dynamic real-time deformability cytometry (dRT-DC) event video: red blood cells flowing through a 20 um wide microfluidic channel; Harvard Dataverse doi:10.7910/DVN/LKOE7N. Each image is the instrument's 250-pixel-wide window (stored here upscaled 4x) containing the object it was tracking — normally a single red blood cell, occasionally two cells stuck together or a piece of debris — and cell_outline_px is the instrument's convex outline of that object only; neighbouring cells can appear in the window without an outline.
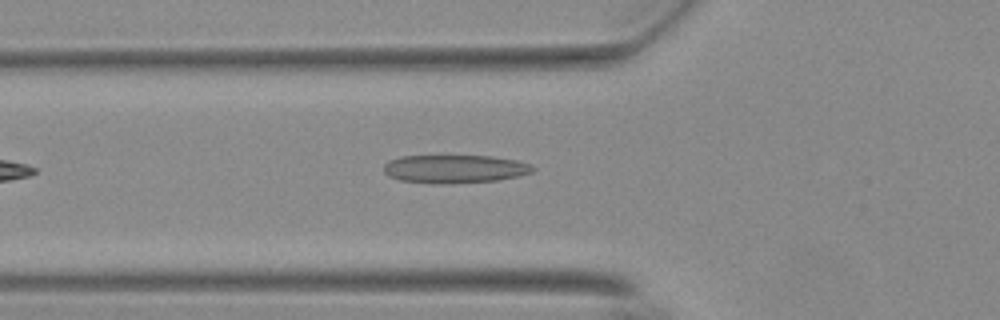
{"species": "Egyptian fruit bat (a non-hibernating species)", "species_latin": "Rousettus aegyptiacus", "temperature_condition": "warm", "stored_images_in_passage": 12, "camera_frame_rate_fps": 3000, "um_per_image_px": 0.085, "animal": {"sex": "female"}, "frame": {"image": 1, "passage_image": 7, "time_ms": 2.0, "image_size_px": [1000, 320], "cell_outline_px": [[536, 168], [532, 172], [520, 176], [496, 180], [452, 184], [432, 184], [400, 180], [388, 176], [384, 172], [384, 164], [388, 160], [400, 156], [492, 156], [516, 160], [528, 164]], "centroid_in_image_um": [38.62, 14.36], "position_along_channel_um": 87.2, "area_um2": 24.74}}
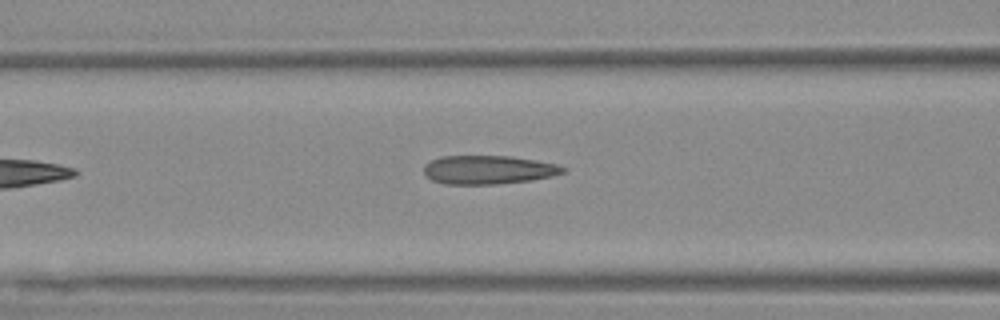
{"frame": {"image": 2, "passage_image": 10, "time_ms": 3.0, "image_size_px": [1000, 320], "cell_outline_px": [[568, 168], [564, 172], [552, 176], [532, 180], [496, 184], [444, 184], [432, 180], [424, 172], [424, 164], [440, 156], [508, 156], [536, 160], [556, 164]], "centroid_in_image_um": [41.51, 14.43], "position_along_channel_um": 125.1, "area_um2": 23.24}}